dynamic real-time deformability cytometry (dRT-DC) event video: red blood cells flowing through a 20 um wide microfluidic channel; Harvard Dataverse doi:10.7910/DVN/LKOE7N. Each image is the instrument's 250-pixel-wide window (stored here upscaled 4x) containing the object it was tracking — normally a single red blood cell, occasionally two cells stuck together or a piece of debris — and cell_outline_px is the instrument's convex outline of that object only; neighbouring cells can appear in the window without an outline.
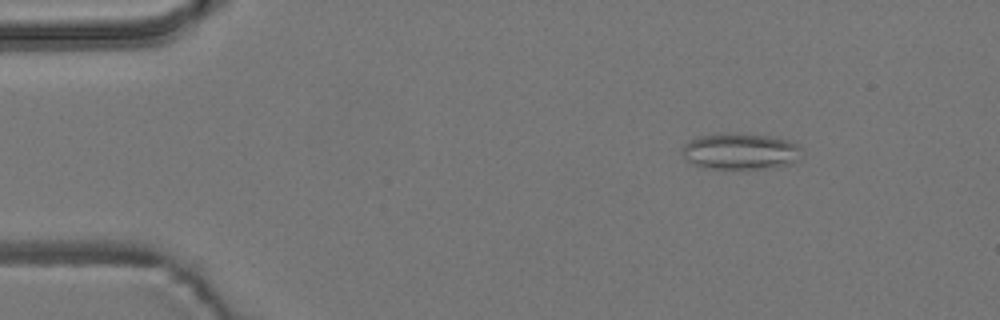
{"species": "common noctule bat (a hibernating species)", "species_latin": "Nyctalus noctula", "temperature_condition": "room temperature", "stored_images_in_passage": 14, "camera_frame_rate_fps": 3000, "um_per_image_px": 0.085, "animal": {"sex": "male", "body_mass_g": 19.2, "forearm_length_mm": 51.8}, "frame": {"image": 1, "passage_image": 3, "time_ms": 2.333, "image_size_px": [1000, 320], "cell_outline_px": [[804, 152], [796, 160], [788, 164], [772, 168], [704, 168], [692, 164], [684, 156], [680, 148], [688, 140], [700, 136], [716, 132], [768, 136], [792, 140]], "centroid_in_image_um": [62.91, 12.85], "position_along_channel_um": 22.1, "area_um2": 25.43}}
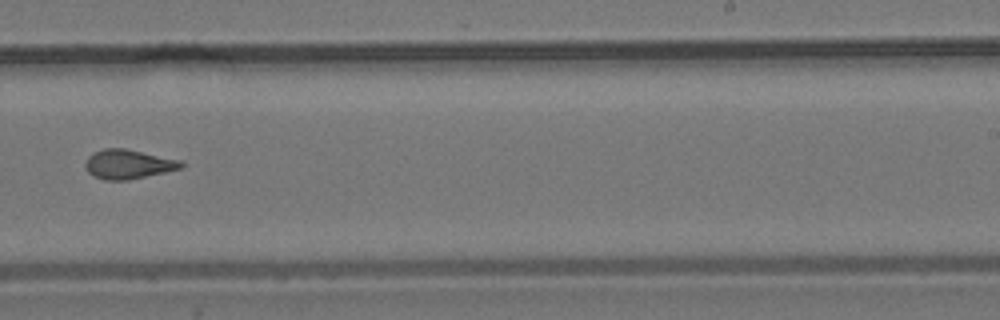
{"frame": {"image": 2, "passage_image": 10, "time_ms": 11.333, "image_size_px": [1000, 320], "cell_outline_px": [[184, 168], [128, 180], [104, 180], [92, 176], [88, 172], [84, 164], [88, 156], [104, 148], [124, 148], [184, 160]], "centroid_in_image_um": [10.94, 13.96], "position_along_channel_um": 278.1, "area_um2": 16.59}}
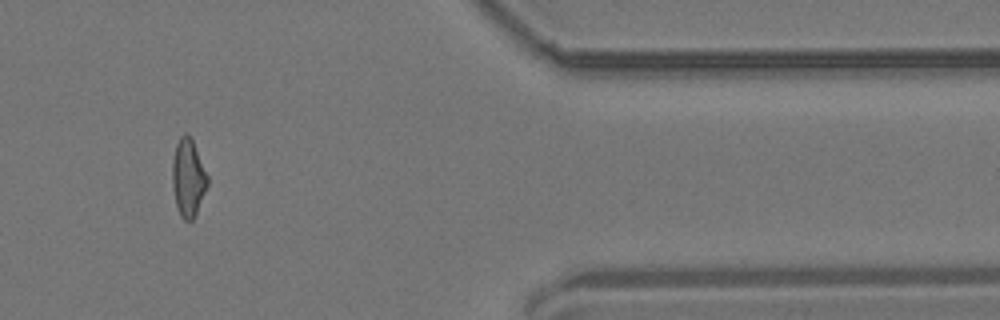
{"frame": {"image": 3, "passage_image": 13, "time_ms": 15.333, "image_size_px": [1000, 320], "cell_outline_px": [[208, 184], [196, 212], [192, 220], [184, 220], [180, 216], [176, 208], [172, 188], [172, 160], [176, 144], [180, 136], [184, 132], [192, 140], [208, 176]], "centroid_in_image_um": [15.96, 15.12], "position_along_channel_um": 395.4, "area_um2": 15.84}}